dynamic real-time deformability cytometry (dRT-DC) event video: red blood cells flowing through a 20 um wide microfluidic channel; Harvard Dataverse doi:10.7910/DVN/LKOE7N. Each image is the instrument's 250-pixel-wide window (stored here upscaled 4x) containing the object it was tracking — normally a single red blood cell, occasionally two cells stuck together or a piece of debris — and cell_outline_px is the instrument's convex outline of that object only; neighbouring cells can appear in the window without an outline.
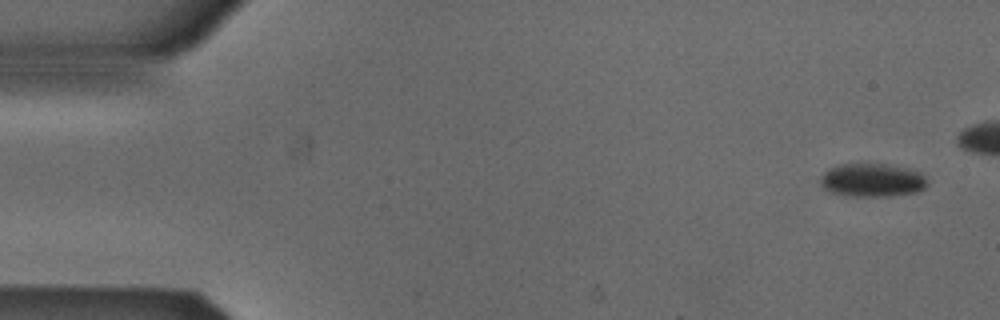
{"species": "Egyptian fruit bat (a non-hibernating species)", "species_latin": "Rousettus aegyptiacus", "temperature_condition": "cold", "stored_images_in_passage": 7, "camera_frame_rate_fps": 3000, "um_per_image_px": 0.085, "animal": {"sex": "male"}, "frame": {"image": 1, "passage_image": 1, "time_ms": 0.0, "image_size_px": [1000, 320], "cell_outline_px": [[928, 184], [924, 188], [916, 192], [888, 196], [856, 196], [832, 192], [824, 188], [820, 184], [820, 176], [828, 168], [840, 164], [884, 164], [908, 168], [924, 172]], "centroid_in_image_um": [74.17, 15.3], "position_along_channel_um": 10.8, "area_um2": 20.87}}
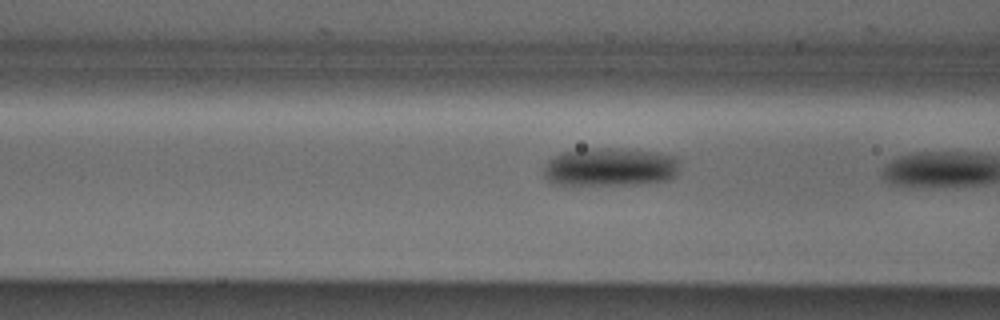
{"frame": {"image": 2, "passage_image": 7, "time_ms": 2.0, "image_size_px": [1000, 320], "cell_outline_px": [[680, 164], [676, 176], [668, 180], [648, 184], [572, 188], [552, 184], [544, 176], [544, 168], [548, 160], [560, 152], [588, 148], [616, 148], [656, 152], [676, 156], [680, 160]], "centroid_in_image_um": [51.83, 14.26], "position_along_channel_um": 114.8, "area_um2": 32.19}}